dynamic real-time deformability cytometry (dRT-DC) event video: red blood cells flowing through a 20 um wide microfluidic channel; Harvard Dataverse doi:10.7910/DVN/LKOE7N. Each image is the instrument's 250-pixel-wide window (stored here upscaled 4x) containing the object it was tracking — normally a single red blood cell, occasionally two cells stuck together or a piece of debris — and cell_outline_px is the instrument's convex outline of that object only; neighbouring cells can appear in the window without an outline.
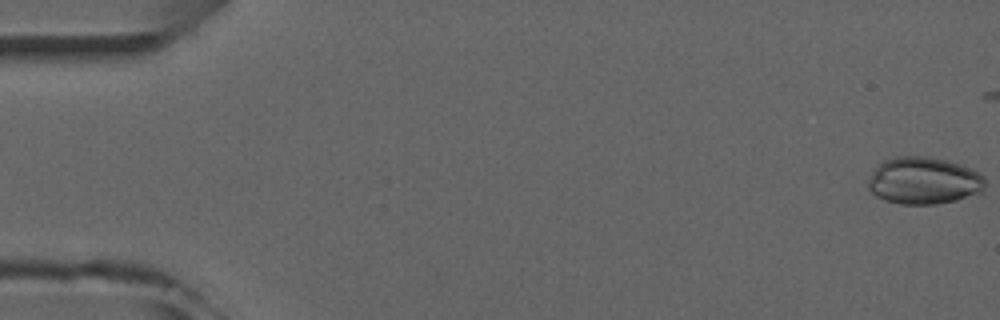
{"species": "common noctule bat (a hibernating species)", "species_latin": "Nyctalus noctula", "temperature_condition": "room temperature", "stored_images_in_passage": 6, "camera_frame_rate_fps": 3000, "um_per_image_px": 0.085, "animal": {"sex": "male", "forearm_length_mm": 52.5}, "frame": {"image": 1, "passage_image": 1, "time_ms": 0.0, "image_size_px": [1000, 320], "cell_outline_px": [[984, 188], [980, 192], [956, 200], [936, 204], [900, 204], [884, 200], [876, 196], [868, 188], [868, 176], [884, 160], [896, 156], [928, 156], [948, 160], [972, 168], [984, 176]], "centroid_in_image_um": [78.51, 15.35], "position_along_channel_um": 6.5, "area_um2": 32.25}}
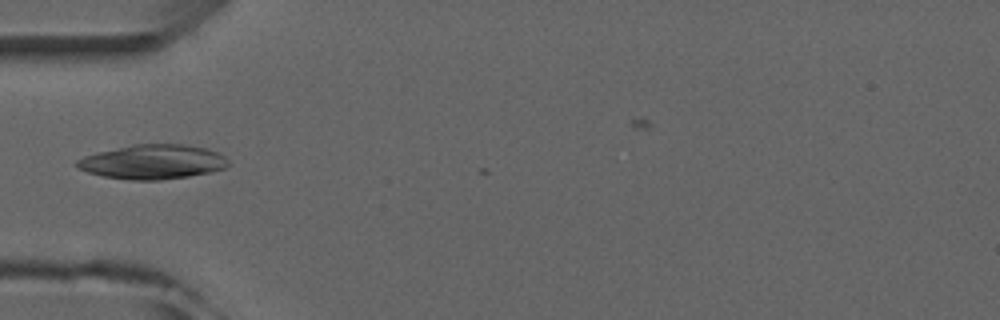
{"frame": {"image": 2, "passage_image": 5, "time_ms": 5.333, "image_size_px": [1000, 320], "cell_outline_px": [[228, 164], [224, 168], [212, 172], [188, 176], [160, 180], [128, 180], [104, 176], [88, 172], [76, 168], [72, 164], [76, 160], [84, 156], [132, 144], [184, 144], [208, 148], [224, 156], [228, 160]], "centroid_in_image_um": [12.96, 13.76], "position_along_channel_um": 72.0, "area_um2": 30.46}}